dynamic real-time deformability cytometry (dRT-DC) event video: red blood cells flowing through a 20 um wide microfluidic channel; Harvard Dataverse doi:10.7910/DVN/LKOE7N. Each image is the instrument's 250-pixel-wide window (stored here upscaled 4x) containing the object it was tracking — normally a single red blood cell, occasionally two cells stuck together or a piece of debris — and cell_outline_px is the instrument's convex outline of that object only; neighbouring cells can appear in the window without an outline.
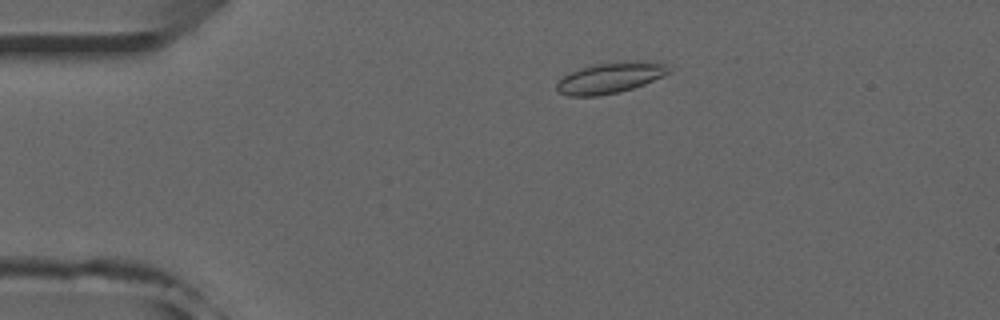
{"species": "common noctule bat (a hibernating species)", "species_latin": "Nyctalus noctula", "temperature_condition": "room temperature", "stored_images_in_passage": 44, "camera_frame_rate_fps": 3000, "um_per_image_px": 0.085, "animal": {"sex": "male", "forearm_length_mm": 52.5}, "frame": {"image": 1, "passage_image": 3, "time_ms": 0.667, "image_size_px": [1000, 320], "cell_outline_px": [[668, 72], [644, 84], [620, 92], [596, 96], [568, 96], [556, 92], [556, 84], [564, 76], [580, 68], [596, 64], [636, 60], [664, 64], [668, 68]], "centroid_in_image_um": [51.79, 6.63], "position_along_channel_um": 33.2, "area_um2": 19.71}}
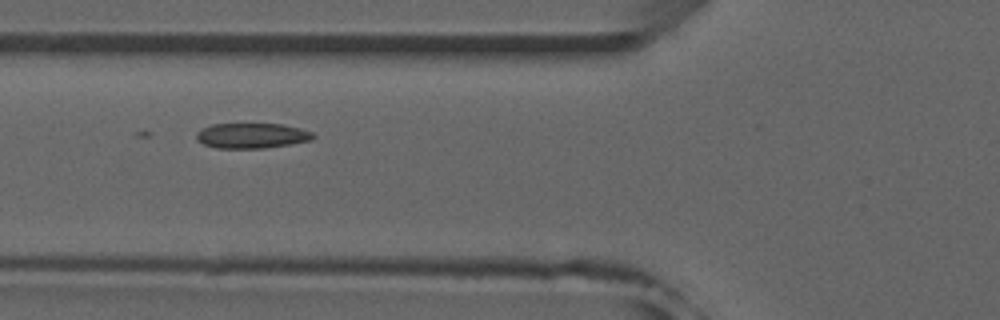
{"frame": {"image": 2, "passage_image": 12, "time_ms": 3.667, "image_size_px": [1000, 320], "cell_outline_px": [[316, 136], [312, 140], [264, 148], [216, 148], [204, 144], [196, 140], [196, 132], [200, 128], [212, 124], [280, 124], [300, 128], [312, 132]], "centroid_in_image_um": [21.37, 11.53], "position_along_channel_um": 104.4, "area_um2": 17.17}}
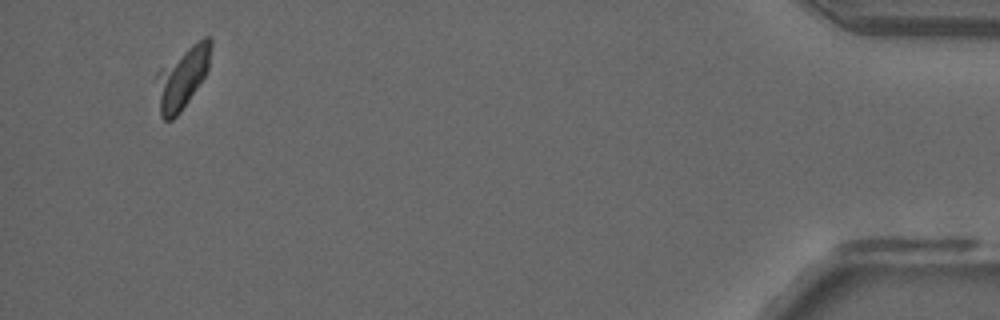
{"frame": {"image": 3, "passage_image": 42, "time_ms": 13.667, "image_size_px": [1000, 320], "cell_outline_px": [[212, 44], [208, 68], [204, 76], [180, 112], [172, 120], [164, 120], [160, 116], [156, 76], [156, 72], [160, 68], [192, 44], [204, 36], [212, 36]], "centroid_in_image_um": [15.49, 6.57], "position_along_channel_um": 419.7, "area_um2": 19.31}}